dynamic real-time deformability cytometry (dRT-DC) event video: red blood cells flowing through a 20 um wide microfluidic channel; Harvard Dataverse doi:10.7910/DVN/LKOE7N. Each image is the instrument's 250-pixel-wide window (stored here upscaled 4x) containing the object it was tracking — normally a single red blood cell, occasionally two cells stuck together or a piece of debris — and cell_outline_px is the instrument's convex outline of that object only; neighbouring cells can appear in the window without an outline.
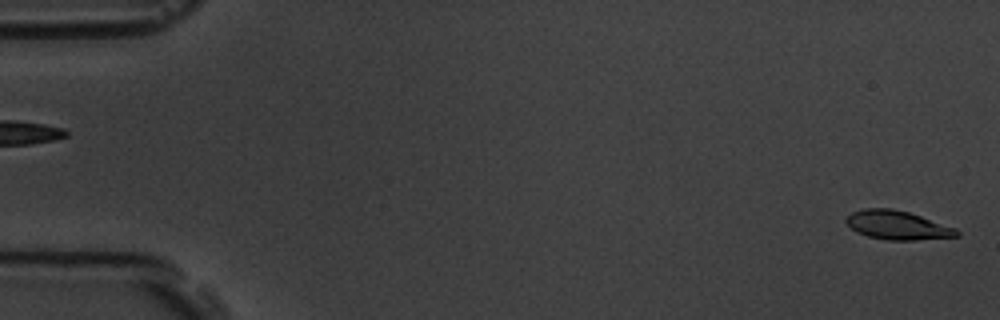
{"species": "common noctule bat (a hibernating species)", "species_latin": "Nyctalus noctula", "temperature_condition": "room temperature", "stored_images_in_passage": 6, "segment_of_instrument_passage": [2, 2], "camera_frame_rate_fps": 3000, "um_per_image_px": 0.085, "animal": {"sex": "male", "body_mass_g": 19.5, "forearm_length_mm": 54.6}, "frame": {"image": 1, "passage_image": 6, "time_ms": 5.667, "image_size_px": [1000, 320], "cell_outline_px": [[960, 236], [916, 240], [888, 240], [868, 236], [856, 232], [844, 220], [852, 212], [864, 208], [892, 208], [908, 212], [956, 228], [960, 232]], "centroid_in_image_um": [76.28, 19.14], "position_along_channel_um": 8.7, "area_um2": 18.5}}